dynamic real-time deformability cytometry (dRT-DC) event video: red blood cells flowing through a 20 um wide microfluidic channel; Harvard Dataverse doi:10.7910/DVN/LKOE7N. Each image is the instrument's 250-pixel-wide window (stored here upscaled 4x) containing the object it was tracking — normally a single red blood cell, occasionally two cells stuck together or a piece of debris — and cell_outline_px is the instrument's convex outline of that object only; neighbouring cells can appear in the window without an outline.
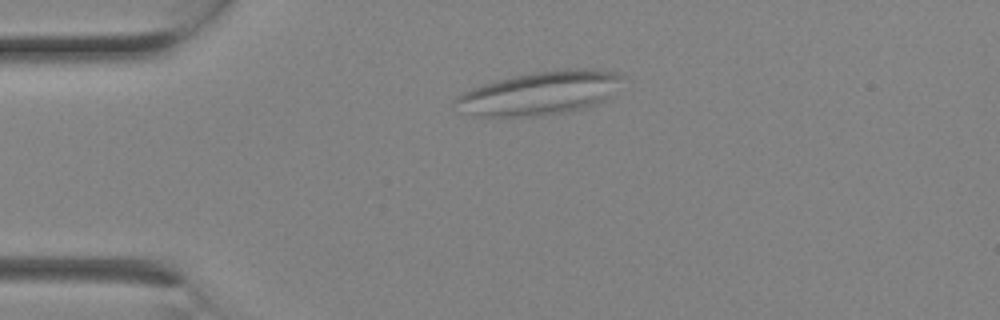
{"species": "Egyptian fruit bat (a non-hibernating species)", "species_latin": "Rousettus aegyptiacus", "temperature_condition": "room temperature", "stored_images_in_passage": 1, "camera_frame_rate_fps": 3000, "um_per_image_px": 0.085, "animal": {"sex": "female"}, "frame": {"image": 1, "passage_image": 1, "time_ms": 0.0, "image_size_px": [1000, 320], "cell_outline_px": [[628, 76], [604, 100], [588, 108], [544, 116], [476, 116], [452, 100], [464, 92], [472, 88], [484, 84], [512, 76], [532, 72], [568, 68], [596, 68], [616, 72]], "centroid_in_image_um": [46.02, 7.88], "position_along_channel_um": 39.0, "area_um2": 42.25}}